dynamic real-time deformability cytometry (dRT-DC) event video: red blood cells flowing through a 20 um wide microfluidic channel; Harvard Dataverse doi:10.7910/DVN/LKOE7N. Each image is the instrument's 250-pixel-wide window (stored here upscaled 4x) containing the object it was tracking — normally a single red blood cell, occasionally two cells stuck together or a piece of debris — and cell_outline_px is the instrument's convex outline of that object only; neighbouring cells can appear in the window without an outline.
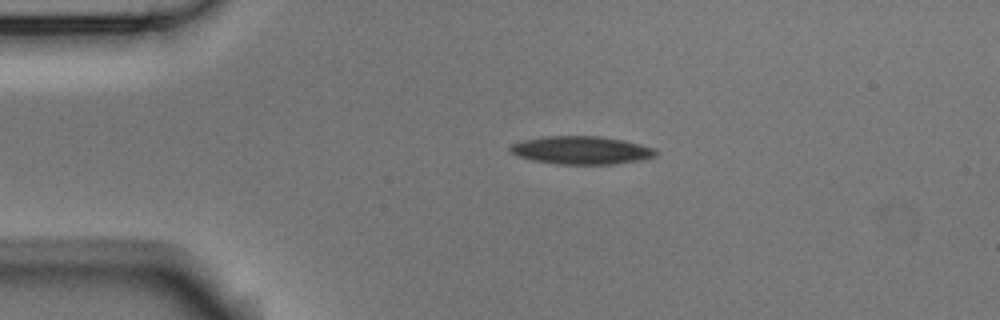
{"species": "Egyptian fruit bat (a non-hibernating species)", "species_latin": "Rousettus aegyptiacus", "temperature_condition": "room temperature", "stored_images_in_passage": 4, "camera_frame_rate_fps": 3000, "um_per_image_px": 0.085, "animal": {"sex": "male"}, "frame": {"image": 1, "passage_image": 3, "time_ms": 0.667, "image_size_px": [1000, 320], "cell_outline_px": [[660, 152], [656, 156], [640, 160], [612, 164], [556, 164], [536, 160], [520, 156], [512, 152], [508, 148], [512, 144], [520, 140], [544, 136], [600, 136], [624, 140], [656, 148]], "centroid_in_image_um": [49.46, 12.75], "position_along_channel_um": 35.5, "area_um2": 23.81}}